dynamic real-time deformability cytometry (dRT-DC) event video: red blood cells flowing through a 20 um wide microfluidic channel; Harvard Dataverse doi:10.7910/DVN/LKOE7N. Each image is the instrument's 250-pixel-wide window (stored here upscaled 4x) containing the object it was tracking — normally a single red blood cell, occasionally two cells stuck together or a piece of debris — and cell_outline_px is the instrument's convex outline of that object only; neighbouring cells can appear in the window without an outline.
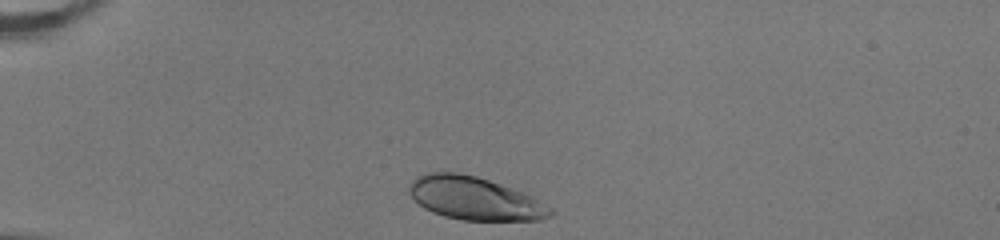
{"species": "human", "species_latin": "Homo sapiens", "temperature_condition": "room temperature", "stored_images_in_passage": 31, "camera_frame_rate_fps": 3000, "um_per_image_px": 0.085, "donor": {"sex": "female"}, "frame": {"image": 1, "passage_image": 1, "time_ms": 0.0, "image_size_px": [1000, 240], "cell_outline_px": [[556, 212], [552, 216], [540, 220], [460, 220], [444, 216], [432, 212], [424, 208], [408, 192], [408, 184], [416, 176], [424, 172], [460, 172], [476, 176], [500, 184], [520, 192], [552, 208]], "centroid_in_image_um": [40.29, 16.86], "position_along_channel_um": 44.7, "area_um2": 35.26}}
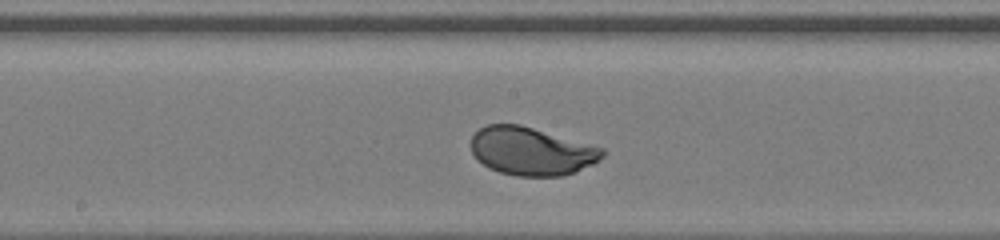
{"frame": {"image": 2, "passage_image": 16, "time_ms": 5.0, "image_size_px": [1000, 240], "cell_outline_px": [[604, 156], [600, 160], [576, 172], [564, 176], [516, 176], [500, 172], [488, 168], [472, 152], [472, 136], [480, 128], [488, 124], [520, 124], [604, 148]], "centroid_in_image_um": [45.2, 12.86], "position_along_channel_um": 203.0, "area_um2": 36.7}}
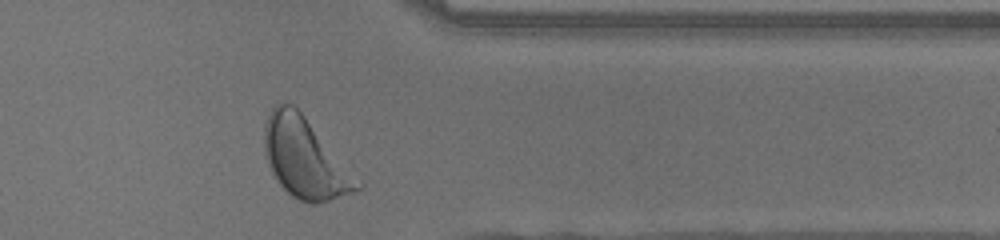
{"frame": {"image": 3, "passage_image": 30, "time_ms": 9.667, "image_size_px": [1000, 240], "cell_outline_px": [[364, 184], [360, 188], [352, 192], [316, 204], [312, 204], [300, 200], [292, 196], [280, 184], [272, 172], [268, 164], [264, 152], [264, 124], [272, 108], [276, 104], [292, 104], [304, 116]], "centroid_in_image_um": [25.9, 13.46], "position_along_channel_um": 385.5, "area_um2": 42.54}, "authors_computed_cell_mechanics": {"area_um2": 36.8186, "velocity_mm_per_s": 3.9988, "shape_relaxation_time_tau1_ms": 2.2437, "shape_relaxation_time_tau2_ms": null, "deformation_change_tau1": 0.142, "deformation_change_tau2": null}}